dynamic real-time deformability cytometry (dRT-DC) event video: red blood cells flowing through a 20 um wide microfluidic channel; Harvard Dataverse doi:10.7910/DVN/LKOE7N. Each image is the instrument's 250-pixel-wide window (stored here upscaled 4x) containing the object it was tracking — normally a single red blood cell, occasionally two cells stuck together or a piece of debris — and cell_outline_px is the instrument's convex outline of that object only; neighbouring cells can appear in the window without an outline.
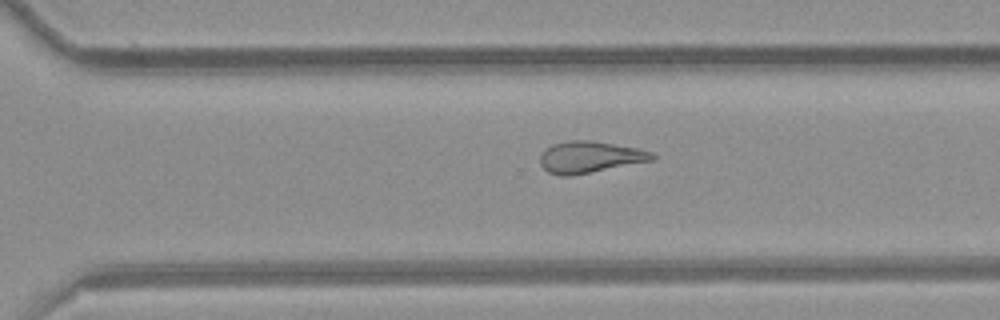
{"species": "common noctule bat (a hibernating species)", "species_latin": "Nyctalus noctula", "temperature_condition": "room temperature", "stored_images_in_passage": 12, "camera_frame_rate_fps": 3000, "um_per_image_px": 0.085, "animal": {"sex": "female", "body_mass_g": 21.9}, "frame": {"image": 1, "passage_image": 12, "time_ms": 14.667, "image_size_px": [1000, 320], "cell_outline_px": [[656, 156], [652, 160], [572, 176], [560, 176], [548, 172], [540, 164], [540, 156], [552, 144], [568, 140], [592, 140], [636, 148], [652, 152]], "centroid_in_image_um": [50.11, 13.35], "position_along_channel_um": 320.5, "area_um2": 20.46}}